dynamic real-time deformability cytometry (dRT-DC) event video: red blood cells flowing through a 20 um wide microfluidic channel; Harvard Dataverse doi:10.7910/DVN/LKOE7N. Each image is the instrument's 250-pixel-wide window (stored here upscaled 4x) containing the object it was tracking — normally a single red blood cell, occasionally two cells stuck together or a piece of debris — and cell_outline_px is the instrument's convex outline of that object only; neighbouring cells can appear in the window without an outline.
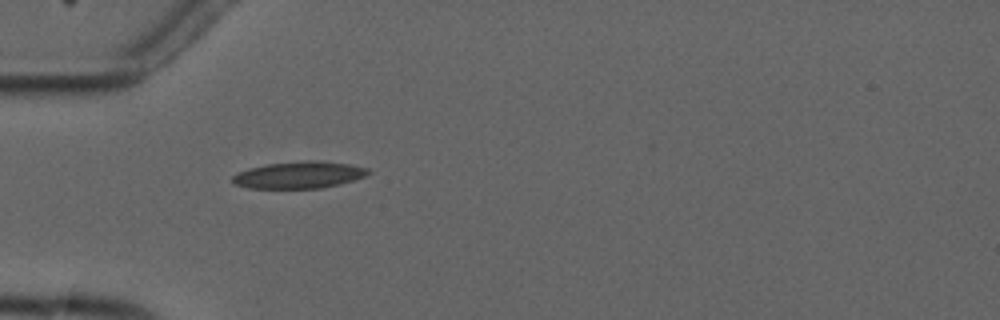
{"species": "common noctule bat (a hibernating species)", "species_latin": "Nyctalus noctula", "temperature_condition": "cold", "stored_images_in_passage": 4, "camera_frame_rate_fps": 3000, "um_per_image_px": 0.085, "animal": {"sex": "male", "forearm_length_mm": 52.5}, "frame": {"image": 1, "passage_image": 3, "time_ms": 2.333, "image_size_px": [1000, 320], "cell_outline_px": [[372, 172], [364, 176], [340, 184], [320, 188], [248, 188], [236, 184], [232, 180], [232, 176], [236, 172], [248, 168], [268, 164], [304, 160], [324, 160], [352, 164], [368, 168]], "centroid_in_image_um": [25.44, 14.85], "position_along_channel_um": 59.6, "area_um2": 21.44}}
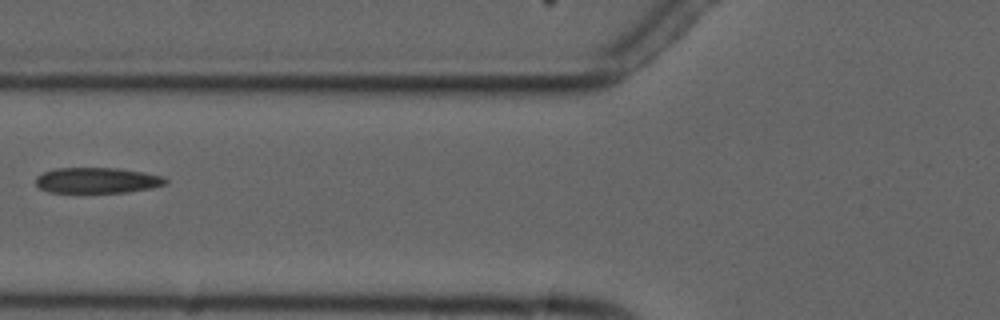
{"frame": {"image": 2, "passage_image": 4, "time_ms": 4.0, "image_size_px": [1000, 320], "cell_outline_px": [[168, 180], [164, 184], [152, 188], [128, 192], [48, 192], [40, 188], [36, 184], [36, 176], [44, 172], [56, 168], [116, 168], [140, 172], [160, 176]], "centroid_in_image_um": [8.21, 15.33], "position_along_channel_um": 117.6, "area_um2": 19.13}}